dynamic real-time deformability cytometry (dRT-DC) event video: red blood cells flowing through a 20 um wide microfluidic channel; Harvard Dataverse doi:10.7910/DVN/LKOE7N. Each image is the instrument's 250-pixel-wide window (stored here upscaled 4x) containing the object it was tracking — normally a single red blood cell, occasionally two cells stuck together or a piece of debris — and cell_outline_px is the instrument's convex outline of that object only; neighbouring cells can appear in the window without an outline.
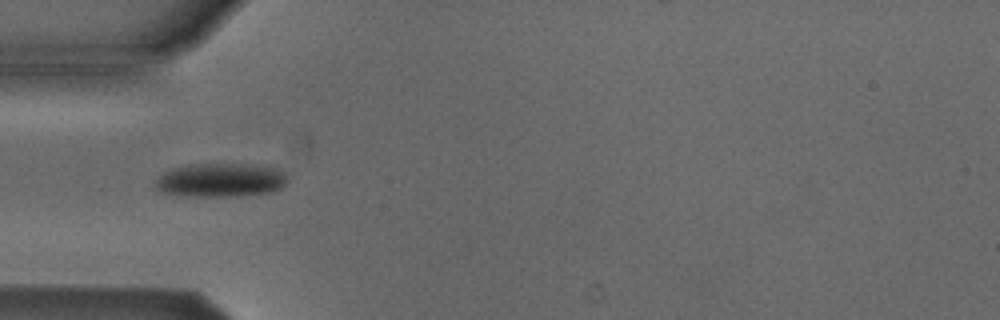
{"species": "Egyptian fruit bat (a non-hibernating species)", "species_latin": "Rousettus aegyptiacus", "temperature_condition": "cold", "stored_images_in_passage": 4, "camera_frame_rate_fps": 3000, "um_per_image_px": 0.085, "animal": {"sex": "male"}, "frame": {"image": 1, "passage_image": 1, "time_ms": 0.0, "image_size_px": [1000, 320], "cell_outline_px": [[288, 180], [280, 188], [268, 192], [240, 196], [180, 196], [160, 192], [156, 188], [156, 180], [164, 172], [172, 168], [188, 164], [252, 164], [272, 168], [284, 172]], "centroid_in_image_um": [18.71, 15.31], "position_along_channel_um": 66.3, "area_um2": 26.01}}
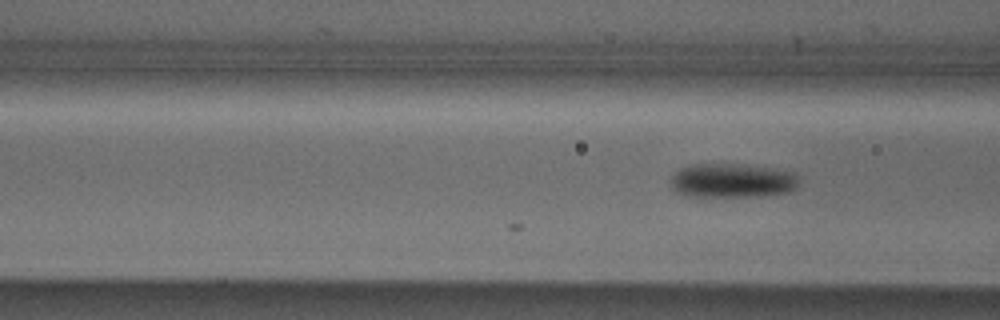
{"frame": {"image": 2, "passage_image": 4, "time_ms": 1.0, "image_size_px": [1000, 320], "cell_outline_px": [[796, 188], [788, 192], [760, 196], [688, 196], [672, 188], [672, 176], [680, 168], [688, 164], [732, 164], [768, 168], [792, 172], [796, 176]], "centroid_in_image_um": [62.2, 15.35], "position_along_channel_um": 104.4, "area_um2": 25.03}}